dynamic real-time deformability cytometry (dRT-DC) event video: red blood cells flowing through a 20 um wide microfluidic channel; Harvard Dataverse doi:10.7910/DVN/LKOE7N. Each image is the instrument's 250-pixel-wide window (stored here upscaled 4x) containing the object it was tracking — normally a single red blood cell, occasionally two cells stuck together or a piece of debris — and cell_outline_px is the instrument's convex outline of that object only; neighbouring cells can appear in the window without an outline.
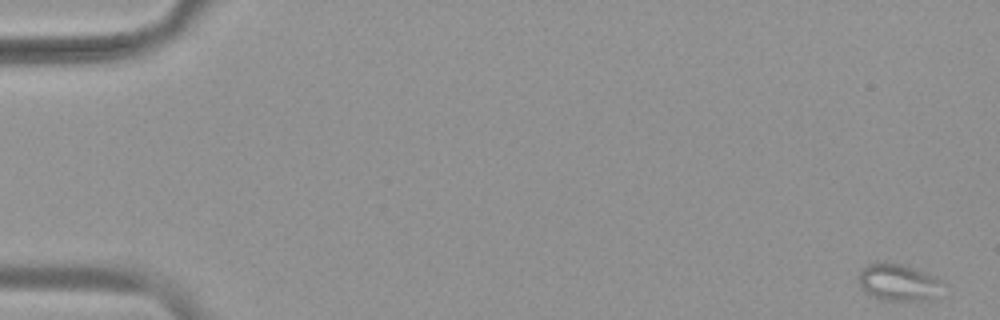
{"species": "common noctule bat (a hibernating species)", "species_latin": "Nyctalus noctula", "temperature_condition": "warm", "stored_images_in_passage": 54, "camera_frame_rate_fps": 3000, "um_per_image_px": 0.085, "animal": {"sex": "female", "body_mass_g": 19.9}, "frame": {"image": 1, "passage_image": 1, "time_ms": 0.0, "image_size_px": [1000, 320], "cell_outline_px": [[940, 280], [932, 296], [924, 300], [884, 300], [872, 296], [860, 284], [860, 272], [868, 264], [884, 260], [900, 264], [936, 276]], "centroid_in_image_um": [76.27, 23.96], "position_along_channel_um": 8.7, "area_um2": 17.22}}
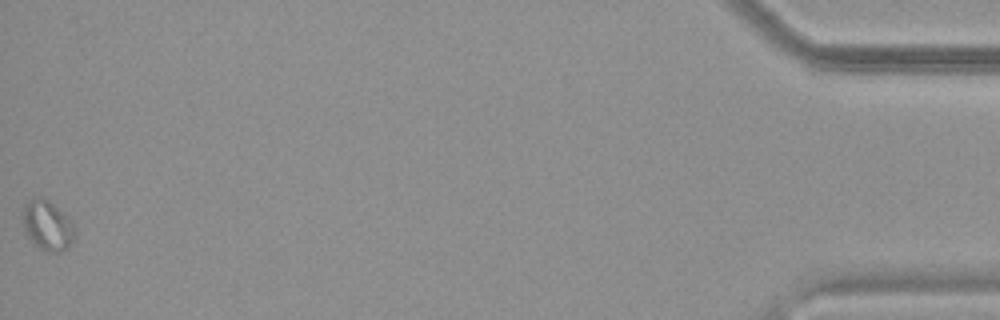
{"frame": {"image": 2, "passage_image": 54, "time_ms": 17.667, "image_size_px": [1000, 320], "cell_outline_px": [[76, 232], [68, 248], [60, 252], [44, 252], [28, 236], [24, 228], [20, 216], [24, 208], [36, 196], [44, 196], [72, 220]], "centroid_in_image_um": [4.05, 19.16], "position_along_channel_um": 431.2, "area_um2": 15.2}}